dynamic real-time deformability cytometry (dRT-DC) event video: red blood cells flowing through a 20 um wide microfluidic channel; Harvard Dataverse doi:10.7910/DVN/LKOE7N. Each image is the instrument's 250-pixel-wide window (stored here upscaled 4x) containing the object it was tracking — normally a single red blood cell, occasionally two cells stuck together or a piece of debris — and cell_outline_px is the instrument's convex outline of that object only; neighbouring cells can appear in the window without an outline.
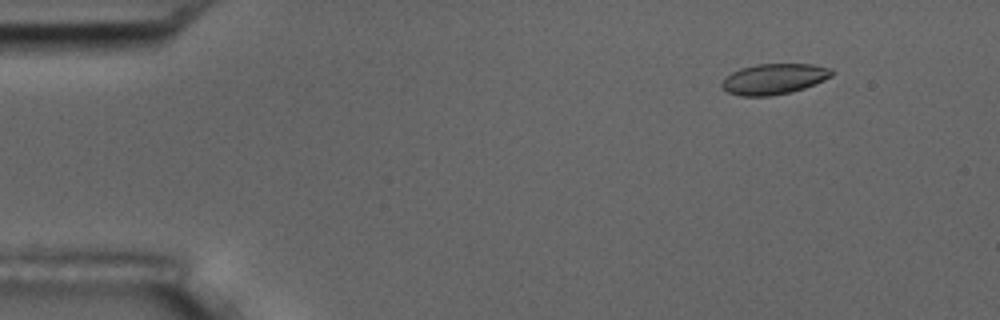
{"species": "common noctule bat (a hibernating species)", "species_latin": "Nyctalus noctula", "temperature_condition": "room temperature", "stored_images_in_passage": 56, "camera_frame_rate_fps": 3000, "um_per_image_px": 0.085, "animal": {"sex": "male", "body_mass_g": 17.5, "forearm_length_mm": 52.3}, "frame": {"image": 1, "passage_image": 7, "time_ms": 2.0, "image_size_px": [1000, 320], "cell_outline_px": [[832, 76], [824, 80], [804, 88], [792, 92], [768, 96], [740, 96], [728, 92], [720, 84], [732, 72], [740, 68], [756, 64], [812, 64], [832, 68]], "centroid_in_image_um": [65.8, 6.71], "position_along_channel_um": 19.2, "area_um2": 19.54}}
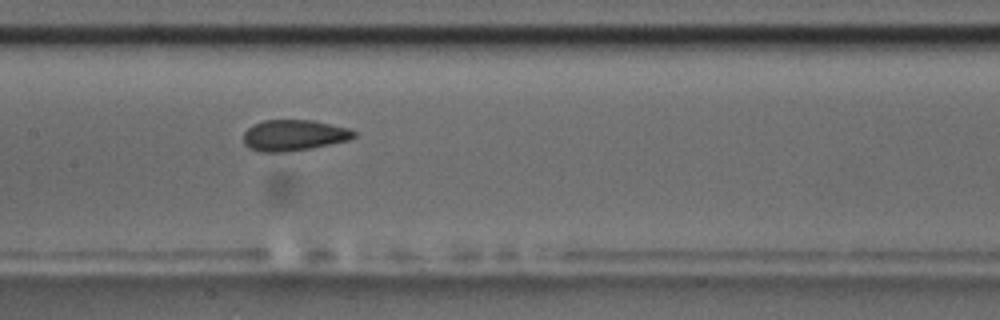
{"frame": {"image": 2, "passage_image": 28, "time_ms": 9.0, "image_size_px": [1000, 320], "cell_outline_px": [[356, 136], [348, 140], [312, 148], [284, 152], [260, 152], [248, 148], [244, 144], [244, 132], [248, 128], [264, 120], [316, 120], [348, 128], [356, 132]], "centroid_in_image_um": [24.98, 11.5], "position_along_channel_um": 182.4, "area_um2": 20.0}}
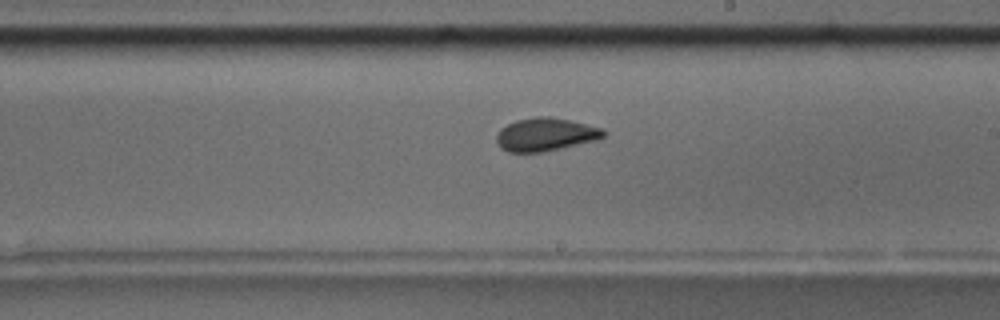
{"frame": {"image": 3, "passage_image": 33, "time_ms": 10.667, "image_size_px": [1000, 320], "cell_outline_px": [[608, 132], [604, 136], [596, 140], [544, 152], [508, 152], [500, 148], [496, 140], [496, 136], [500, 128], [516, 120], [536, 116], [548, 116], [568, 120], [604, 128]], "centroid_in_image_um": [46.37, 11.43], "position_along_channel_um": 242.6, "area_um2": 20.75}, "authors_computed_cell_mechanics": {"area_um2": 20.2011, "velocity_mm_per_s": 3.6296, "shape_relaxation_time_tau1_ms": 5.387, "shape_relaxation_time_tau2_ms": 0.9708, "deformation_change_tau1": 0.1181, "deformation_change_tau2": 0.0648}}